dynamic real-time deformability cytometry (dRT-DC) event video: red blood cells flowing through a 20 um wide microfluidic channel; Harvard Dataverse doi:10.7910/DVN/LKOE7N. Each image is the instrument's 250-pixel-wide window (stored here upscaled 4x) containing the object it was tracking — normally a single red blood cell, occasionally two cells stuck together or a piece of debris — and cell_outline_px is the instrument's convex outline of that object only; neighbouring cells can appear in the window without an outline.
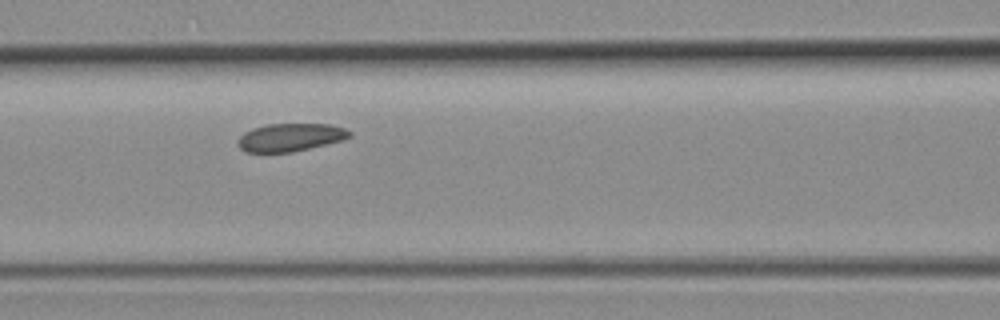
{"species": "common noctule bat (a hibernating species)", "species_latin": "Nyctalus noctula", "temperature_condition": "room temperature", "stored_images_in_passage": 6, "camera_frame_rate_fps": 3000, "um_per_image_px": 0.085, "animal": {"sex": "female", "body_mass_g": 19.3, "forearm_length_mm": 54.1}, "frame": {"image": 1, "passage_image": 5, "time_ms": 4.667, "image_size_px": [1000, 320], "cell_outline_px": [[352, 136], [344, 140], [292, 152], [244, 152], [240, 148], [236, 140], [244, 132], [252, 128], [268, 124], [332, 124], [344, 128], [352, 132]], "centroid_in_image_um": [24.68, 11.67], "position_along_channel_um": 141.9, "area_um2": 18.32}}
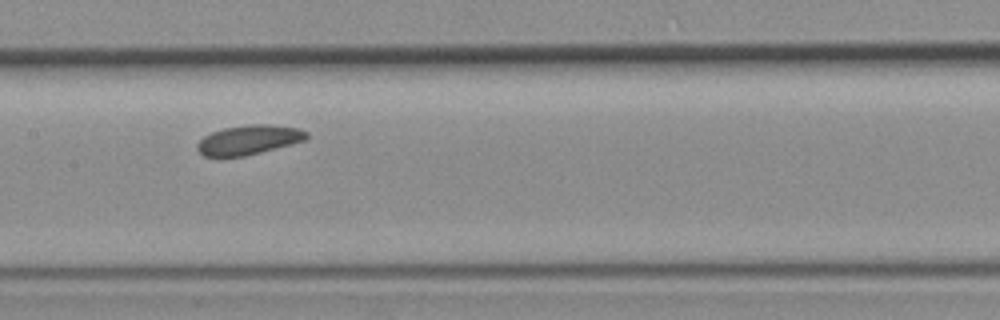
{"frame": {"image": 2, "passage_image": 6, "time_ms": 5.667, "image_size_px": [1000, 320], "cell_outline_px": [[308, 136], [304, 140], [260, 152], [244, 156], [204, 156], [196, 148], [196, 144], [204, 136], [212, 132], [224, 128], [248, 124], [268, 124], [300, 128], [308, 132]], "centroid_in_image_um": [21.13, 11.87], "position_along_channel_um": 186.3, "area_um2": 18.55}}